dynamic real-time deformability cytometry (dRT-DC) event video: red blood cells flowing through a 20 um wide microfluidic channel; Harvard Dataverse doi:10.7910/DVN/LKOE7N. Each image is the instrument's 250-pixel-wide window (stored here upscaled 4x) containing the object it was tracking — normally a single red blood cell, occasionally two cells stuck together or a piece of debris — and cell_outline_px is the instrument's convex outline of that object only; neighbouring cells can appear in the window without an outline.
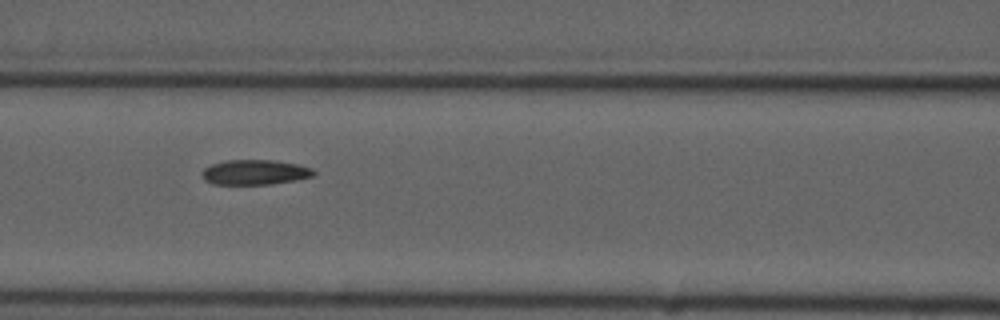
{"species": "common noctule bat (a hibernating species)", "species_latin": "Nyctalus noctula", "temperature_condition": "cold", "stored_images_in_passage": 10, "camera_frame_rate_fps": 3000, "um_per_image_px": 0.085, "animal": {"sex": "male", "forearm_length_mm": 52.5}, "frame": {"image": 1, "passage_image": 4, "time_ms": 3.333, "image_size_px": [1000, 320], "cell_outline_px": [[316, 172], [312, 176], [296, 180], [272, 184], [212, 184], [204, 180], [200, 172], [204, 168], [212, 164], [228, 160], [272, 160], [300, 164], [312, 168]], "centroid_in_image_um": [21.66, 14.64], "position_along_channel_um": 144.9, "area_um2": 16.36}}
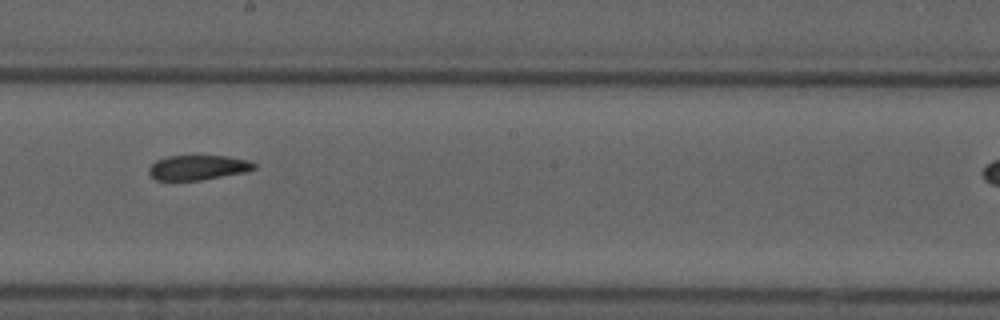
{"frame": {"image": 2, "passage_image": 6, "time_ms": 5.667, "image_size_px": [1000, 320], "cell_outline_px": [[256, 168], [248, 172], [200, 180], [156, 180], [148, 172], [148, 168], [156, 160], [168, 156], [228, 156], [248, 160], [256, 164]], "centroid_in_image_um": [16.85, 14.24], "position_along_channel_um": 231.3, "area_um2": 15.26}}
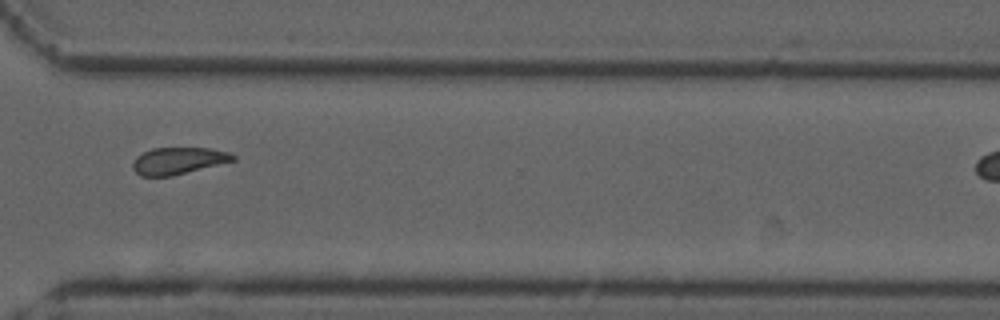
{"frame": {"image": 3, "passage_image": 9, "time_ms": 9.0, "image_size_px": [1000, 320], "cell_outline_px": [[236, 160], [172, 176], [140, 176], [132, 168], [132, 164], [136, 156], [152, 148], [212, 148], [228, 152], [236, 156]], "centroid_in_image_um": [15.15, 13.66], "position_along_channel_um": 355.5, "area_um2": 15.72}}